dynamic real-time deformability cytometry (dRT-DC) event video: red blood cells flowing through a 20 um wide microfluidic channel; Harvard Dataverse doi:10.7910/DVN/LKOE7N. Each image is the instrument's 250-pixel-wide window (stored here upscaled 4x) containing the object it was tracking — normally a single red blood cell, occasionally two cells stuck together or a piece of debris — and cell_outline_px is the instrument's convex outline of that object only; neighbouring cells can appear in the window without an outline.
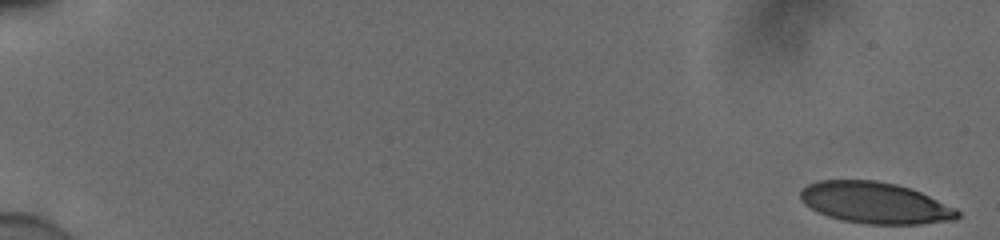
{"species": "human", "species_latin": "Homo sapiens", "temperature_condition": "cold", "stored_images_in_passage": 54, "camera_frame_rate_fps": 3000, "um_per_image_px": 0.085, "donor": {"sex": "male"}, "frame": {"image": 1, "passage_image": 1, "time_ms": 0.0, "image_size_px": [1000, 240], "cell_outline_px": [[960, 216], [956, 220], [920, 224], [864, 224], [840, 220], [816, 212], [804, 204], [800, 200], [800, 188], [808, 184], [820, 180], [876, 180], [896, 184], [912, 188], [956, 208], [960, 212]], "centroid_in_image_um": [74.37, 17.24], "position_along_channel_um": 10.6, "area_um2": 38.32}}
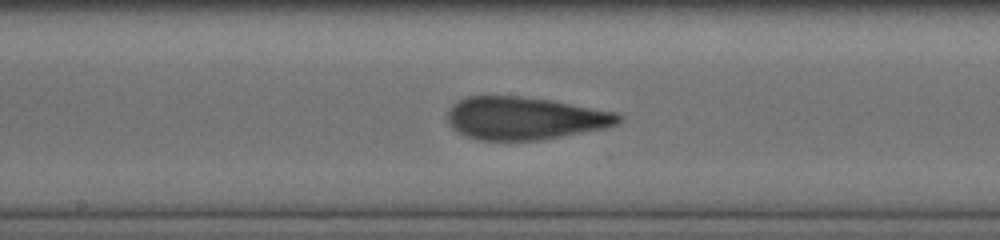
{"frame": {"image": 2, "passage_image": 31, "time_ms": 10.0, "image_size_px": [1000, 240], "cell_outline_px": [[624, 120], [616, 124], [604, 128], [540, 140], [480, 140], [464, 136], [456, 132], [448, 124], [448, 112], [452, 104], [468, 96], [516, 96], [548, 100], [616, 112], [624, 116]], "centroid_in_image_um": [44.58, 10.06], "position_along_channel_um": 203.6, "area_um2": 42.43}}
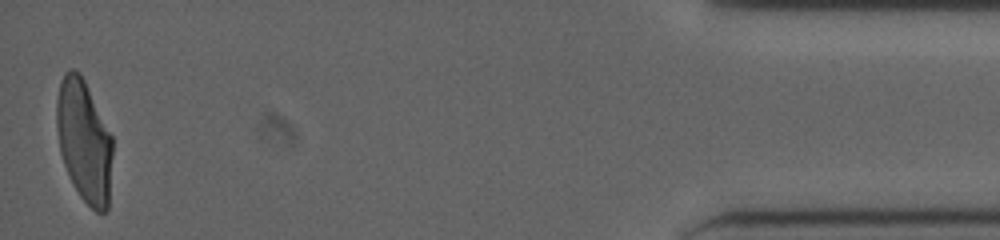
{"frame": {"image": 3, "passage_image": 54, "time_ms": 17.667, "image_size_px": [1000, 240], "cell_outline_px": [[112, 156], [108, 208], [104, 212], [96, 212], [80, 196], [64, 164], [60, 152], [56, 128], [56, 100], [60, 84], [64, 72], [72, 68], [80, 72], [112, 136]], "centroid_in_image_um": [7.14, 11.96], "position_along_channel_um": 428.1, "area_um2": 39.54}, "authors_computed_cell_mechanics": {"area_um2": 41.7894, "velocity_mm_per_s": 3.8827, "shape_relaxation_time_tau1_ms": 9.8453, "shape_relaxation_time_tau2_ms": 1.2761, "deformation_change_tau1": 0.297, "deformation_change_tau2": 0.0995}}